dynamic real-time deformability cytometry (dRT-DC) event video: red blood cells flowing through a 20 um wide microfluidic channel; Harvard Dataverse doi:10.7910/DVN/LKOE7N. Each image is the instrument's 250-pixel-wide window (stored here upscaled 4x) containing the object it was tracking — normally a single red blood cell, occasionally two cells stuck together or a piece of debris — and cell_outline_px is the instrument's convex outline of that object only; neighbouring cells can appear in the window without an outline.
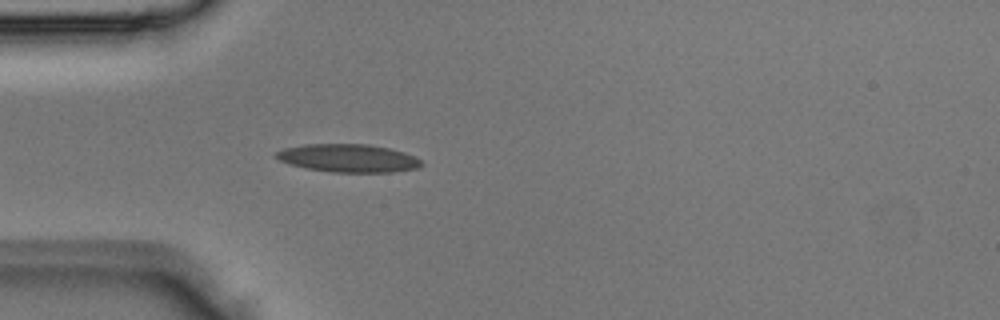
{"species": "Egyptian fruit bat (a non-hibernating species)", "species_latin": "Rousettus aegyptiacus", "temperature_condition": "room temperature", "stored_images_in_passage": 4, "camera_frame_rate_fps": 3000, "um_per_image_px": 0.085, "animal": {"sex": "male"}, "frame": {"image": 1, "passage_image": 4, "time_ms": 1.0, "image_size_px": [1000, 320], "cell_outline_px": [[424, 164], [416, 168], [392, 172], [332, 172], [308, 168], [288, 164], [280, 160], [276, 156], [276, 152], [284, 148], [304, 144], [368, 144], [388, 148], [404, 152], [420, 160]], "centroid_in_image_um": [29.59, 13.44], "position_along_channel_um": 55.4, "area_um2": 23.52}}